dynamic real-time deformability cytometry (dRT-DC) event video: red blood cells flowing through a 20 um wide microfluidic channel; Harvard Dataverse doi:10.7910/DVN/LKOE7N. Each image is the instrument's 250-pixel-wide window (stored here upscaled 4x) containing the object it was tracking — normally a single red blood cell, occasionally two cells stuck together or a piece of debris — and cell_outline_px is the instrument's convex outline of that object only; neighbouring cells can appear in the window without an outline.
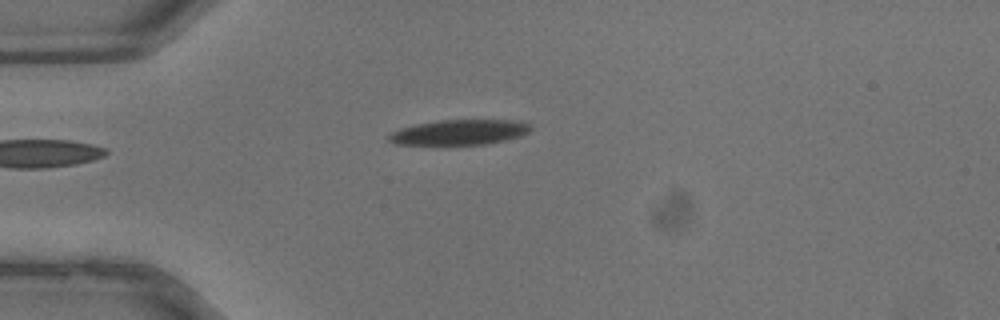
{"species": "common noctule bat (a hibernating species)", "species_latin": "Nyctalus noctula", "temperature_condition": "warm", "stored_images_in_passage": 31, "camera_frame_rate_fps": 3000, "um_per_image_px": 0.085, "animal": {"sex": "male", "body_mass_g": 13.3}, "frame": {"image": 1, "passage_image": 4, "time_ms": 1.0, "image_size_px": [1000, 320], "cell_outline_px": [[532, 128], [524, 136], [488, 144], [396, 144], [388, 140], [388, 136], [392, 132], [400, 128], [440, 120], [516, 120], [532, 124]], "centroid_in_image_um": [39.14, 11.24], "position_along_channel_um": 45.9, "area_um2": 20.75}}
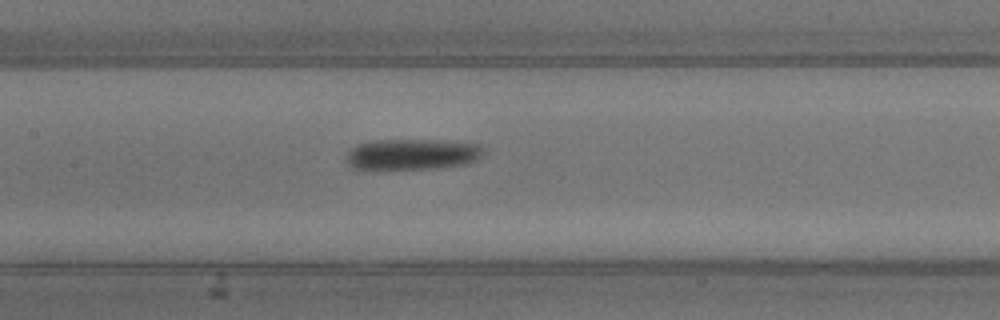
{"frame": {"image": 2, "passage_image": 12, "time_ms": 3.667, "image_size_px": [1000, 320], "cell_outline_px": [[484, 152], [476, 160], [468, 164], [440, 168], [388, 172], [372, 172], [352, 168], [344, 160], [344, 156], [356, 144], [372, 140], [436, 140], [480, 144], [484, 148]], "centroid_in_image_um": [34.93, 13.18], "position_along_channel_um": 172.5, "area_um2": 26.24}}
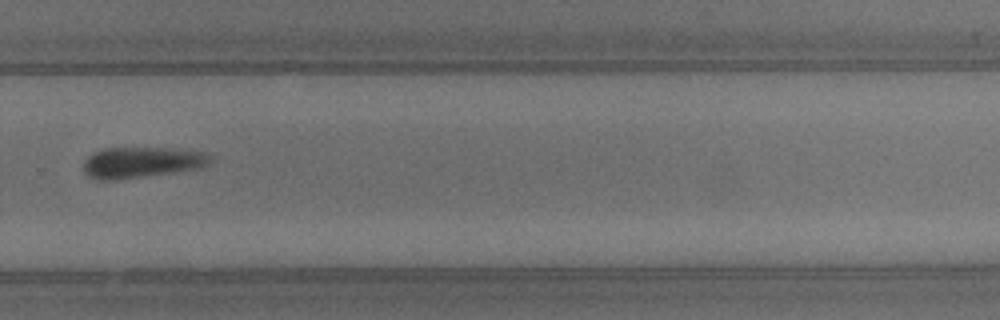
{"frame": {"image": 3, "passage_image": 20, "time_ms": 6.333, "image_size_px": [1000, 320], "cell_outline_px": [[212, 160], [208, 164], [200, 168], [144, 176], [112, 180], [100, 180], [88, 176], [84, 172], [84, 160], [92, 152], [104, 148], [164, 148], [204, 152]], "centroid_in_image_um": [11.98, 13.8], "position_along_channel_um": 317.8, "area_um2": 22.54}}